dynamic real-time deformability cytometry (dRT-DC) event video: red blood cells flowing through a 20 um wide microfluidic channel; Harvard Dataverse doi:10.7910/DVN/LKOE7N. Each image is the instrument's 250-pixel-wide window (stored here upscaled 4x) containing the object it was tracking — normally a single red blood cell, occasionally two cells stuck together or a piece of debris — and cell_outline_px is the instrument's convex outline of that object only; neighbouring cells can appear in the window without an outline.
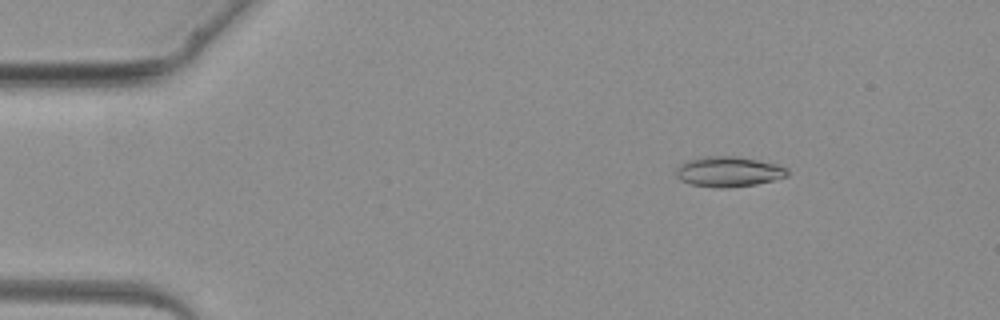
{"species": "common noctule bat (a hibernating species)", "species_latin": "Nyctalus noctula", "temperature_condition": "warm", "stored_images_in_passage": 4, "camera_frame_rate_fps": 3000, "um_per_image_px": 0.085, "animal": {"sex": "female", "body_mass_g": 19.3, "forearm_length_mm": 54.1}, "frame": {"image": 1, "passage_image": 2, "time_ms": 1.667, "image_size_px": [1000, 320], "cell_outline_px": [[788, 176], [756, 184], [724, 188], [716, 188], [692, 184], [680, 180], [676, 176], [676, 168], [680, 164], [688, 160], [700, 156], [736, 156], [780, 164], [788, 168]], "centroid_in_image_um": [61.93, 14.58], "position_along_channel_um": 23.1, "area_um2": 19.77}}
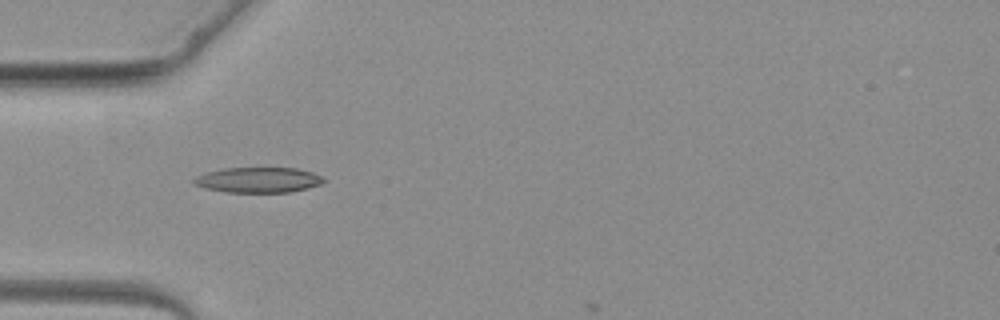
{"frame": {"image": 2, "passage_image": 4, "time_ms": 4.0, "image_size_px": [1000, 320], "cell_outline_px": [[324, 180], [320, 184], [308, 188], [292, 192], [224, 192], [204, 188], [196, 184], [192, 180], [196, 176], [208, 172], [224, 168], [296, 168], [312, 172], [324, 176]], "centroid_in_image_um": [21.97, 15.3], "position_along_channel_um": 63.0, "area_um2": 19.13}}